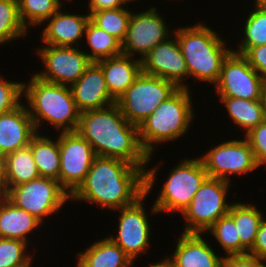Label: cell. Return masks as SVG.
<instances>
[{"instance_id":"cell-18","label":"cell","mask_w":266,"mask_h":267,"mask_svg":"<svg viewBox=\"0 0 266 267\" xmlns=\"http://www.w3.org/2000/svg\"><path fill=\"white\" fill-rule=\"evenodd\" d=\"M70 89L81 113L102 109L116 103L107 88L102 68L96 62L90 64Z\"/></svg>"},{"instance_id":"cell-34","label":"cell","mask_w":266,"mask_h":267,"mask_svg":"<svg viewBox=\"0 0 266 267\" xmlns=\"http://www.w3.org/2000/svg\"><path fill=\"white\" fill-rule=\"evenodd\" d=\"M28 248L24 241L0 238V267H32L34 260Z\"/></svg>"},{"instance_id":"cell-2","label":"cell","mask_w":266,"mask_h":267,"mask_svg":"<svg viewBox=\"0 0 266 267\" xmlns=\"http://www.w3.org/2000/svg\"><path fill=\"white\" fill-rule=\"evenodd\" d=\"M76 132L92 145L96 156L121 159L145 171L149 167L138 126L127 121L116 103L82 112Z\"/></svg>"},{"instance_id":"cell-15","label":"cell","mask_w":266,"mask_h":267,"mask_svg":"<svg viewBox=\"0 0 266 267\" xmlns=\"http://www.w3.org/2000/svg\"><path fill=\"white\" fill-rule=\"evenodd\" d=\"M60 173L58 181L71 196L83 183L96 157L92 145L74 132H59Z\"/></svg>"},{"instance_id":"cell-1","label":"cell","mask_w":266,"mask_h":267,"mask_svg":"<svg viewBox=\"0 0 266 267\" xmlns=\"http://www.w3.org/2000/svg\"><path fill=\"white\" fill-rule=\"evenodd\" d=\"M145 194V170L127 161L96 156L85 180L70 196L73 202L95 203L114 213Z\"/></svg>"},{"instance_id":"cell-17","label":"cell","mask_w":266,"mask_h":267,"mask_svg":"<svg viewBox=\"0 0 266 267\" xmlns=\"http://www.w3.org/2000/svg\"><path fill=\"white\" fill-rule=\"evenodd\" d=\"M85 14L67 13L61 7L42 24L46 23L40 33V41L43 45L78 47L82 44L80 42L84 39L85 27L90 20V15Z\"/></svg>"},{"instance_id":"cell-32","label":"cell","mask_w":266,"mask_h":267,"mask_svg":"<svg viewBox=\"0 0 266 267\" xmlns=\"http://www.w3.org/2000/svg\"><path fill=\"white\" fill-rule=\"evenodd\" d=\"M28 32L21 22L17 0H0V45L23 39Z\"/></svg>"},{"instance_id":"cell-37","label":"cell","mask_w":266,"mask_h":267,"mask_svg":"<svg viewBox=\"0 0 266 267\" xmlns=\"http://www.w3.org/2000/svg\"><path fill=\"white\" fill-rule=\"evenodd\" d=\"M243 56L266 83V45L250 47Z\"/></svg>"},{"instance_id":"cell-42","label":"cell","mask_w":266,"mask_h":267,"mask_svg":"<svg viewBox=\"0 0 266 267\" xmlns=\"http://www.w3.org/2000/svg\"><path fill=\"white\" fill-rule=\"evenodd\" d=\"M136 261H133L132 262V266L131 267H135L134 266V263H135ZM151 266H149V265H147L146 267H174V265H173V262H172V260L168 257V256H165V258H161V260L158 262H156V263H152V264H150Z\"/></svg>"},{"instance_id":"cell-28","label":"cell","mask_w":266,"mask_h":267,"mask_svg":"<svg viewBox=\"0 0 266 267\" xmlns=\"http://www.w3.org/2000/svg\"><path fill=\"white\" fill-rule=\"evenodd\" d=\"M84 40L88 49L84 51L92 62L117 56L122 53V43L103 29H100L91 20L85 27Z\"/></svg>"},{"instance_id":"cell-41","label":"cell","mask_w":266,"mask_h":267,"mask_svg":"<svg viewBox=\"0 0 266 267\" xmlns=\"http://www.w3.org/2000/svg\"><path fill=\"white\" fill-rule=\"evenodd\" d=\"M6 154L0 150V187L5 182L6 177Z\"/></svg>"},{"instance_id":"cell-8","label":"cell","mask_w":266,"mask_h":267,"mask_svg":"<svg viewBox=\"0 0 266 267\" xmlns=\"http://www.w3.org/2000/svg\"><path fill=\"white\" fill-rule=\"evenodd\" d=\"M232 182L207 177L181 216L185 220L182 233L204 234L219 218L228 214V198Z\"/></svg>"},{"instance_id":"cell-31","label":"cell","mask_w":266,"mask_h":267,"mask_svg":"<svg viewBox=\"0 0 266 267\" xmlns=\"http://www.w3.org/2000/svg\"><path fill=\"white\" fill-rule=\"evenodd\" d=\"M132 10L128 7L106 9L92 12L90 20L110 35L117 38L121 43L124 41Z\"/></svg>"},{"instance_id":"cell-11","label":"cell","mask_w":266,"mask_h":267,"mask_svg":"<svg viewBox=\"0 0 266 267\" xmlns=\"http://www.w3.org/2000/svg\"><path fill=\"white\" fill-rule=\"evenodd\" d=\"M220 142L199 156L208 177L231 182L230 176L246 175L258 169L254 152L245 137Z\"/></svg>"},{"instance_id":"cell-4","label":"cell","mask_w":266,"mask_h":267,"mask_svg":"<svg viewBox=\"0 0 266 267\" xmlns=\"http://www.w3.org/2000/svg\"><path fill=\"white\" fill-rule=\"evenodd\" d=\"M23 97L37 132H43L44 122L58 132L76 131L81 112L70 86L50 83L33 74L28 82H23Z\"/></svg>"},{"instance_id":"cell-20","label":"cell","mask_w":266,"mask_h":267,"mask_svg":"<svg viewBox=\"0 0 266 267\" xmlns=\"http://www.w3.org/2000/svg\"><path fill=\"white\" fill-rule=\"evenodd\" d=\"M36 133L25 102L0 114V150L6 155L27 147Z\"/></svg>"},{"instance_id":"cell-39","label":"cell","mask_w":266,"mask_h":267,"mask_svg":"<svg viewBox=\"0 0 266 267\" xmlns=\"http://www.w3.org/2000/svg\"><path fill=\"white\" fill-rule=\"evenodd\" d=\"M248 254L266 262V218L261 221L256 235L255 243Z\"/></svg>"},{"instance_id":"cell-38","label":"cell","mask_w":266,"mask_h":267,"mask_svg":"<svg viewBox=\"0 0 266 267\" xmlns=\"http://www.w3.org/2000/svg\"><path fill=\"white\" fill-rule=\"evenodd\" d=\"M264 263L266 262L250 254L229 255L223 257L222 267H266Z\"/></svg>"},{"instance_id":"cell-36","label":"cell","mask_w":266,"mask_h":267,"mask_svg":"<svg viewBox=\"0 0 266 267\" xmlns=\"http://www.w3.org/2000/svg\"><path fill=\"white\" fill-rule=\"evenodd\" d=\"M244 137L254 152L259 169L263 164L266 167V119L251 129Z\"/></svg>"},{"instance_id":"cell-26","label":"cell","mask_w":266,"mask_h":267,"mask_svg":"<svg viewBox=\"0 0 266 267\" xmlns=\"http://www.w3.org/2000/svg\"><path fill=\"white\" fill-rule=\"evenodd\" d=\"M56 138L37 132L30 141V149L34 157L39 175L58 181L60 173L59 134ZM56 139V140H55Z\"/></svg>"},{"instance_id":"cell-6","label":"cell","mask_w":266,"mask_h":267,"mask_svg":"<svg viewBox=\"0 0 266 267\" xmlns=\"http://www.w3.org/2000/svg\"><path fill=\"white\" fill-rule=\"evenodd\" d=\"M159 164L147 168L145 171V194L140 197L134 204L122 207L118 210V229L115 235H108L109 238L116 243L132 260L137 261V257L148 253L150 247V236L152 233V224H150L149 215L146 211L145 198L149 196L153 190V186L158 178Z\"/></svg>"},{"instance_id":"cell-5","label":"cell","mask_w":266,"mask_h":267,"mask_svg":"<svg viewBox=\"0 0 266 267\" xmlns=\"http://www.w3.org/2000/svg\"><path fill=\"white\" fill-rule=\"evenodd\" d=\"M192 92L188 88H178L138 127L140 144L149 155L147 164L155 154L154 149H158L157 145L185 137L192 127L196 119L195 107L191 102Z\"/></svg>"},{"instance_id":"cell-3","label":"cell","mask_w":266,"mask_h":267,"mask_svg":"<svg viewBox=\"0 0 266 267\" xmlns=\"http://www.w3.org/2000/svg\"><path fill=\"white\" fill-rule=\"evenodd\" d=\"M193 25L177 27L173 33L186 61L188 78L214 86L219 79L224 60L233 49L220 37L222 33L219 34L204 22L199 21Z\"/></svg>"},{"instance_id":"cell-29","label":"cell","mask_w":266,"mask_h":267,"mask_svg":"<svg viewBox=\"0 0 266 267\" xmlns=\"http://www.w3.org/2000/svg\"><path fill=\"white\" fill-rule=\"evenodd\" d=\"M247 18L243 19V36L240 38L235 53L243 55L250 47L266 45V5L252 6ZM246 20V21H245Z\"/></svg>"},{"instance_id":"cell-14","label":"cell","mask_w":266,"mask_h":267,"mask_svg":"<svg viewBox=\"0 0 266 267\" xmlns=\"http://www.w3.org/2000/svg\"><path fill=\"white\" fill-rule=\"evenodd\" d=\"M157 10L156 6H150L142 12L132 11L127 34L122 42V54L134 58L139 54V60H142L156 45L173 35L174 28L170 30L172 28H169L163 14L161 16Z\"/></svg>"},{"instance_id":"cell-13","label":"cell","mask_w":266,"mask_h":267,"mask_svg":"<svg viewBox=\"0 0 266 267\" xmlns=\"http://www.w3.org/2000/svg\"><path fill=\"white\" fill-rule=\"evenodd\" d=\"M265 82L241 54L232 51L224 60L218 81L217 97L264 100Z\"/></svg>"},{"instance_id":"cell-10","label":"cell","mask_w":266,"mask_h":267,"mask_svg":"<svg viewBox=\"0 0 266 267\" xmlns=\"http://www.w3.org/2000/svg\"><path fill=\"white\" fill-rule=\"evenodd\" d=\"M177 89L169 80L142 72L116 104L127 121L139 127Z\"/></svg>"},{"instance_id":"cell-33","label":"cell","mask_w":266,"mask_h":267,"mask_svg":"<svg viewBox=\"0 0 266 267\" xmlns=\"http://www.w3.org/2000/svg\"><path fill=\"white\" fill-rule=\"evenodd\" d=\"M211 233L225 256L241 255V241L233 218L226 214L219 218L205 233Z\"/></svg>"},{"instance_id":"cell-16","label":"cell","mask_w":266,"mask_h":267,"mask_svg":"<svg viewBox=\"0 0 266 267\" xmlns=\"http://www.w3.org/2000/svg\"><path fill=\"white\" fill-rule=\"evenodd\" d=\"M141 61L143 73L169 80L178 88L191 89L185 81L188 80L186 61L174 34L156 45Z\"/></svg>"},{"instance_id":"cell-9","label":"cell","mask_w":266,"mask_h":267,"mask_svg":"<svg viewBox=\"0 0 266 267\" xmlns=\"http://www.w3.org/2000/svg\"><path fill=\"white\" fill-rule=\"evenodd\" d=\"M4 196L16 207L34 215L42 223L56 215L65 203L70 202V195L62 188L59 181L38 177L18 186L11 187ZM56 213V214H55Z\"/></svg>"},{"instance_id":"cell-43","label":"cell","mask_w":266,"mask_h":267,"mask_svg":"<svg viewBox=\"0 0 266 267\" xmlns=\"http://www.w3.org/2000/svg\"><path fill=\"white\" fill-rule=\"evenodd\" d=\"M252 2L254 3H251L252 4H256V5H266V0H253Z\"/></svg>"},{"instance_id":"cell-23","label":"cell","mask_w":266,"mask_h":267,"mask_svg":"<svg viewBox=\"0 0 266 267\" xmlns=\"http://www.w3.org/2000/svg\"><path fill=\"white\" fill-rule=\"evenodd\" d=\"M76 267H131L132 260L109 237L94 241L77 253Z\"/></svg>"},{"instance_id":"cell-45","label":"cell","mask_w":266,"mask_h":267,"mask_svg":"<svg viewBox=\"0 0 266 267\" xmlns=\"http://www.w3.org/2000/svg\"><path fill=\"white\" fill-rule=\"evenodd\" d=\"M59 1H60L61 3L64 2L63 0H59ZM66 1H67V0H65V2H66ZM69 1L72 2L73 0H68L67 2L69 3Z\"/></svg>"},{"instance_id":"cell-12","label":"cell","mask_w":266,"mask_h":267,"mask_svg":"<svg viewBox=\"0 0 266 267\" xmlns=\"http://www.w3.org/2000/svg\"><path fill=\"white\" fill-rule=\"evenodd\" d=\"M41 46L37 48L36 54L45 69L33 73L41 80L71 86L92 63L81 46L65 47L46 44Z\"/></svg>"},{"instance_id":"cell-19","label":"cell","mask_w":266,"mask_h":267,"mask_svg":"<svg viewBox=\"0 0 266 267\" xmlns=\"http://www.w3.org/2000/svg\"><path fill=\"white\" fill-rule=\"evenodd\" d=\"M205 239L200 233H181L173 254L168 256L174 267H222L224 253L218 256Z\"/></svg>"},{"instance_id":"cell-44","label":"cell","mask_w":266,"mask_h":267,"mask_svg":"<svg viewBox=\"0 0 266 267\" xmlns=\"http://www.w3.org/2000/svg\"><path fill=\"white\" fill-rule=\"evenodd\" d=\"M264 103H265V111H266V84H265V89H264Z\"/></svg>"},{"instance_id":"cell-24","label":"cell","mask_w":266,"mask_h":267,"mask_svg":"<svg viewBox=\"0 0 266 267\" xmlns=\"http://www.w3.org/2000/svg\"><path fill=\"white\" fill-rule=\"evenodd\" d=\"M228 113L229 120L245 135L266 119L264 100H246L236 97H218ZM244 130V131H243Z\"/></svg>"},{"instance_id":"cell-40","label":"cell","mask_w":266,"mask_h":267,"mask_svg":"<svg viewBox=\"0 0 266 267\" xmlns=\"http://www.w3.org/2000/svg\"><path fill=\"white\" fill-rule=\"evenodd\" d=\"M88 10L89 15L92 12L106 10V9H116L126 7L131 2H135L134 0H88Z\"/></svg>"},{"instance_id":"cell-7","label":"cell","mask_w":266,"mask_h":267,"mask_svg":"<svg viewBox=\"0 0 266 267\" xmlns=\"http://www.w3.org/2000/svg\"><path fill=\"white\" fill-rule=\"evenodd\" d=\"M171 168L161 191L157 194L150 213L179 215L188 207L194 194L208 177L199 156L184 158Z\"/></svg>"},{"instance_id":"cell-22","label":"cell","mask_w":266,"mask_h":267,"mask_svg":"<svg viewBox=\"0 0 266 267\" xmlns=\"http://www.w3.org/2000/svg\"><path fill=\"white\" fill-rule=\"evenodd\" d=\"M42 223L34 215L16 207L3 194H0V238L16 239L28 244L29 235L42 228Z\"/></svg>"},{"instance_id":"cell-21","label":"cell","mask_w":266,"mask_h":267,"mask_svg":"<svg viewBox=\"0 0 266 267\" xmlns=\"http://www.w3.org/2000/svg\"><path fill=\"white\" fill-rule=\"evenodd\" d=\"M96 63L102 68L107 88L115 101L142 73V61L122 53Z\"/></svg>"},{"instance_id":"cell-35","label":"cell","mask_w":266,"mask_h":267,"mask_svg":"<svg viewBox=\"0 0 266 267\" xmlns=\"http://www.w3.org/2000/svg\"><path fill=\"white\" fill-rule=\"evenodd\" d=\"M23 82L11 81L0 74V114L18 107L23 101Z\"/></svg>"},{"instance_id":"cell-27","label":"cell","mask_w":266,"mask_h":267,"mask_svg":"<svg viewBox=\"0 0 266 267\" xmlns=\"http://www.w3.org/2000/svg\"><path fill=\"white\" fill-rule=\"evenodd\" d=\"M40 177L30 146L16 150L6 156V177L0 187L5 194L11 187L27 183Z\"/></svg>"},{"instance_id":"cell-25","label":"cell","mask_w":266,"mask_h":267,"mask_svg":"<svg viewBox=\"0 0 266 267\" xmlns=\"http://www.w3.org/2000/svg\"><path fill=\"white\" fill-rule=\"evenodd\" d=\"M228 214L233 218L241 241V255L252 249L264 213L252 203L232 202Z\"/></svg>"},{"instance_id":"cell-30","label":"cell","mask_w":266,"mask_h":267,"mask_svg":"<svg viewBox=\"0 0 266 267\" xmlns=\"http://www.w3.org/2000/svg\"><path fill=\"white\" fill-rule=\"evenodd\" d=\"M17 2L21 22L27 30H31L30 27L33 26L40 28L64 6L59 0H17Z\"/></svg>"}]
</instances>
